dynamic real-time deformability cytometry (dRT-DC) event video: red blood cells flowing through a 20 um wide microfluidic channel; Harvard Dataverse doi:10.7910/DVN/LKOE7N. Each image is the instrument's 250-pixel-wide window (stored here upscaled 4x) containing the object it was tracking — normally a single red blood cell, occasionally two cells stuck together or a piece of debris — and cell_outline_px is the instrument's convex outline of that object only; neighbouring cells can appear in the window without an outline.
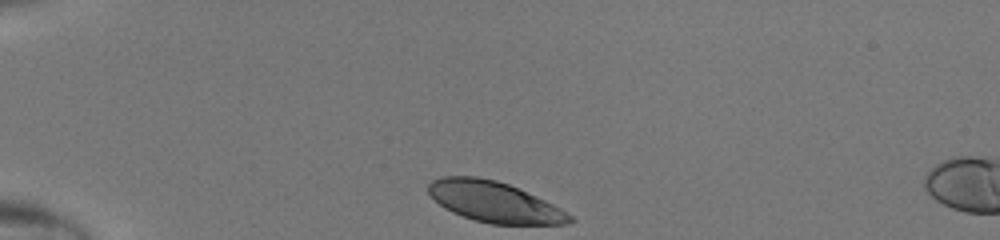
{"species": "human", "species_latin": "Homo sapiens", "temperature_condition": "room temperature", "stored_images_in_passage": 4, "camera_frame_rate_fps": 3000, "um_per_image_px": 0.085, "donor": {"sex": "male"}, "frame": {"image": 1, "passage_image": 1, "time_ms": 0.0, "image_size_px": [1000, 240], "cell_outline_px": [[576, 220], [568, 224], [492, 224], [476, 220], [452, 212], [444, 208], [428, 192], [428, 184], [432, 180], [440, 176], [476, 176], [496, 180], [508, 184], [544, 200], [560, 208], [572, 216]], "centroid_in_image_um": [42.01, 17.16], "position_along_channel_um": 43.0, "area_um2": 33.18}}